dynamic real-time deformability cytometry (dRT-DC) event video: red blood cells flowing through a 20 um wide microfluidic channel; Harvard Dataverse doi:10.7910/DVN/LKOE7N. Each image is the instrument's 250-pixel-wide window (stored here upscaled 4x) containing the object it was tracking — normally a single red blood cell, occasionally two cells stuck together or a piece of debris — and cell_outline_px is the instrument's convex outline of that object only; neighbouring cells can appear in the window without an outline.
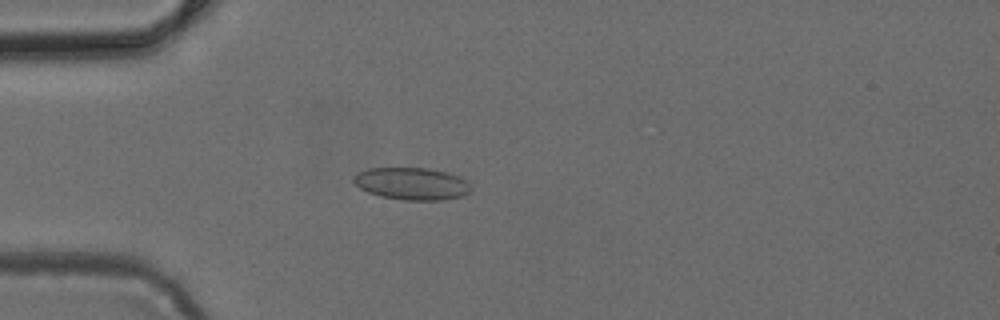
{"species": "common noctule bat (a hibernating species)", "species_latin": "Nyctalus noctula", "temperature_condition": "cold", "stored_images_in_passage": 42, "camera_frame_rate_fps": 3000, "um_per_image_px": 0.085, "animal": {"sex": "female", "body_mass_g": 24.6, "forearm_length_mm": 56.2}, "frame": {"image": 1, "passage_image": 7, "time_ms": 2.0, "image_size_px": [1000, 320], "cell_outline_px": [[472, 188], [464, 196], [444, 200], [404, 200], [380, 196], [368, 192], [360, 188], [352, 180], [352, 176], [368, 168], [424, 168], [448, 172], [464, 180]], "centroid_in_image_um": [34.98, 15.62], "position_along_channel_um": 50.0, "area_um2": 21.96}}
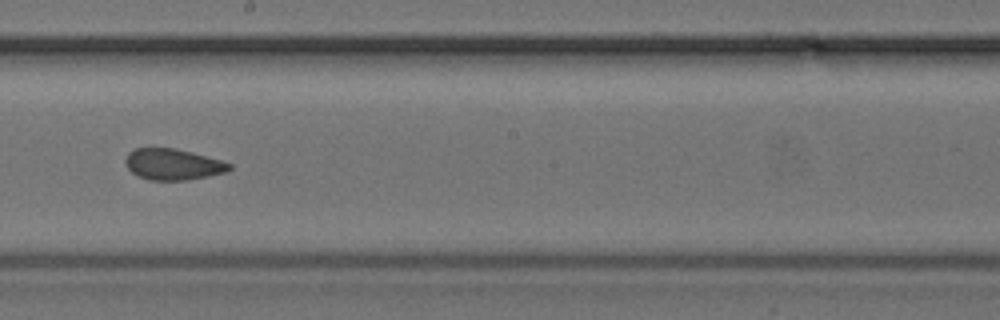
{"frame": {"image": 2, "passage_image": 21, "time_ms": 6.667, "image_size_px": [1000, 320], "cell_outline_px": [[232, 168], [228, 172], [188, 180], [148, 180], [132, 172], [124, 164], [124, 160], [128, 152], [136, 148], [172, 148], [192, 152], [220, 160], [232, 164]], "centroid_in_image_um": [14.7, 13.97], "position_along_channel_um": 233.5, "area_um2": 18.9}}
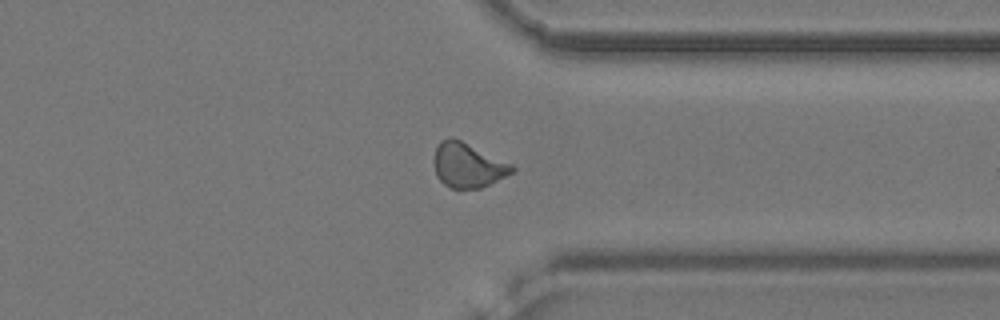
{"frame": {"image": 3, "passage_image": 31, "time_ms": 10.0, "image_size_px": [1000, 320], "cell_outline_px": [[516, 172], [480, 188], [452, 188], [444, 184], [436, 176], [432, 160], [436, 148], [440, 140], [448, 136], [460, 140], [512, 164], [516, 168]], "centroid_in_image_um": [39.75, 14.04], "position_along_channel_um": 371.7, "area_um2": 20.4}}